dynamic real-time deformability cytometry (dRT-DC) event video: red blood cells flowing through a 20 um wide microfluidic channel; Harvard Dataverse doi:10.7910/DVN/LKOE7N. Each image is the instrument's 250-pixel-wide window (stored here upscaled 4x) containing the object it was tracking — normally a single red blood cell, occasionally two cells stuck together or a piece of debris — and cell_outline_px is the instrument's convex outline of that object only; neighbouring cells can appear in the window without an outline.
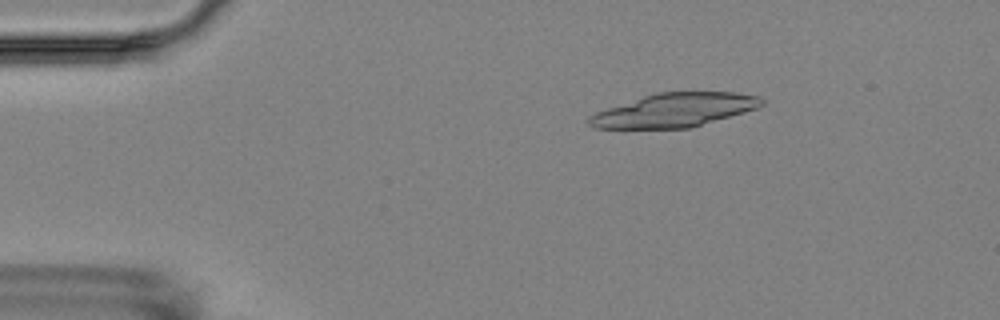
{"species": "Egyptian fruit bat (a non-hibernating species)", "species_latin": "Rousettus aegyptiacus", "temperature_condition": "room temperature", "stored_images_in_passage": 6, "camera_frame_rate_fps": 3000, "um_per_image_px": 0.085, "animal": {"sex": "female"}, "frame": {"image": 1, "passage_image": 3, "time_ms": 2.333, "image_size_px": [1000, 320], "cell_outline_px": [[764, 104], [756, 108], [744, 112], [688, 128], [596, 128], [588, 124], [588, 116], [596, 112], [656, 92], [732, 92], [760, 96], [764, 100]], "centroid_in_image_um": [57.33, 9.35], "position_along_channel_um": 27.7, "area_um2": 33.41}}